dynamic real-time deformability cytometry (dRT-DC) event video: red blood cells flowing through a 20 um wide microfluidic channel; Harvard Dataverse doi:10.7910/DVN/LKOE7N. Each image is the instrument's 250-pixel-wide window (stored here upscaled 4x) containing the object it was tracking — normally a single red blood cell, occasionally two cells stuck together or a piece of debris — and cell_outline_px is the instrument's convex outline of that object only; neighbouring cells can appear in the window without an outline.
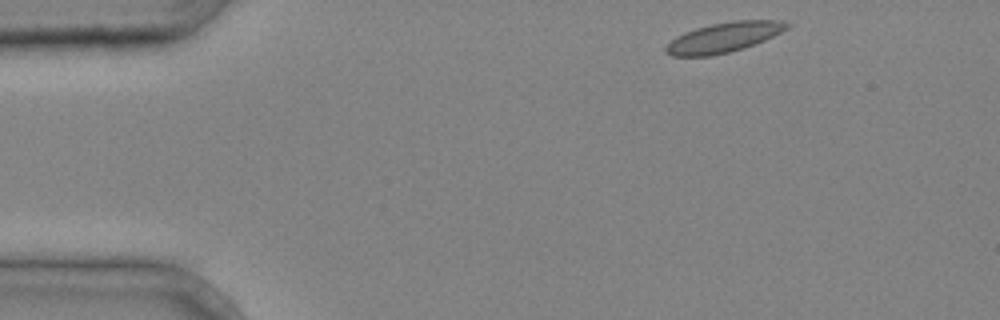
{"species": "common noctule bat (a hibernating species)", "species_latin": "Nyctalus noctula", "temperature_condition": "cold", "stored_images_in_passage": 32, "camera_frame_rate_fps": 3000, "um_per_image_px": 0.085, "animal": {"sex": "male", "body_mass_g": 20.4}, "frame": {"image": 1, "passage_image": 1, "time_ms": 0.0, "image_size_px": [1000, 320], "cell_outline_px": [[792, 24], [788, 28], [764, 40], [744, 48], [712, 56], [672, 56], [664, 52], [664, 48], [676, 36], [696, 28], [712, 24], [736, 20], [780, 20]], "centroid_in_image_um": [61.52, 3.18], "position_along_channel_um": 23.5, "area_um2": 20.98}}
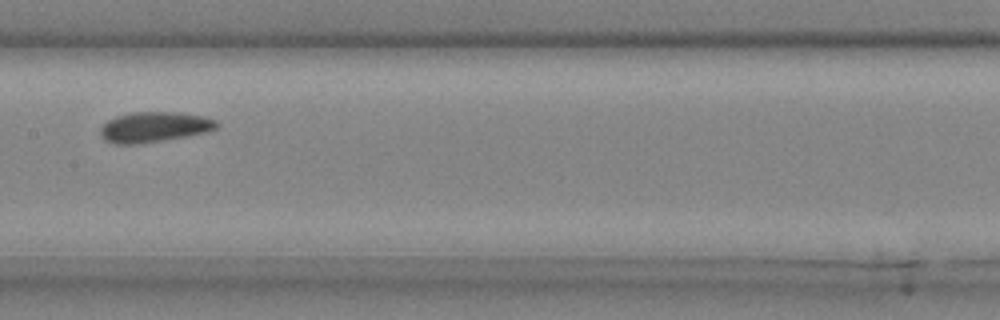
{"frame": {"image": 2, "passage_image": 17, "time_ms": 5.333, "image_size_px": [1000, 320], "cell_outline_px": [[220, 124], [216, 128], [208, 132], [188, 136], [164, 140], [136, 144], [112, 144], [104, 140], [100, 132], [100, 128], [108, 120], [116, 116], [132, 112], [176, 112], [204, 116], [216, 120]], "centroid_in_image_um": [13.12, 10.8], "position_along_channel_um": 194.3, "area_um2": 20.69}}
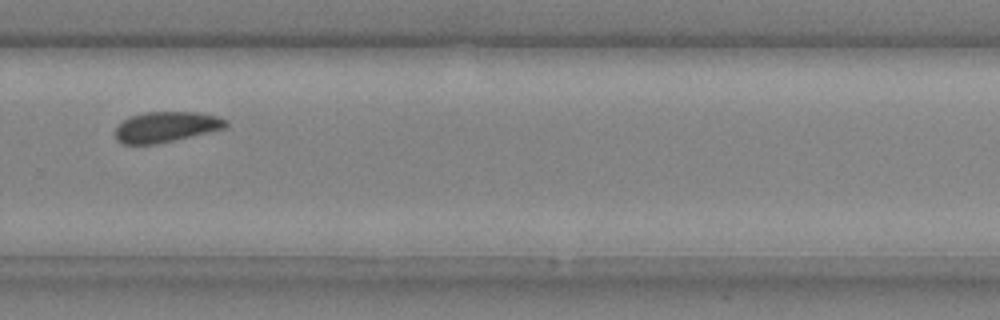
{"frame": {"image": 3, "passage_image": 25, "time_ms": 8.0, "image_size_px": [1000, 320], "cell_outline_px": [[228, 128], [156, 144], [124, 144], [116, 140], [116, 128], [128, 116], [144, 112], [196, 112], [216, 116], [228, 120]], "centroid_in_image_um": [14.14, 10.78], "position_along_channel_um": 315.7, "area_um2": 19.71}}